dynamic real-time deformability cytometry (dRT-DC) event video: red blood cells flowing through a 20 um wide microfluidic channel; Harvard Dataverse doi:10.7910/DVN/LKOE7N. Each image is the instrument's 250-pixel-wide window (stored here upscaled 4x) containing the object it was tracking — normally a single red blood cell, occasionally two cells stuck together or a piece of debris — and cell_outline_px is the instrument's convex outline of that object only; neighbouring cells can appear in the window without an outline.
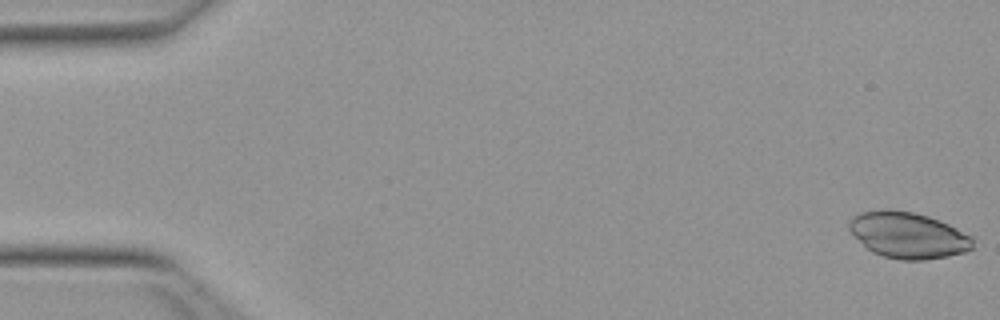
{"species": "Egyptian fruit bat (a non-hibernating species)", "species_latin": "Rousettus aegyptiacus", "temperature_condition": "warm", "stored_images_in_passage": 51, "camera_frame_rate_fps": 3000, "um_per_image_px": 0.085, "animal": {"sex": "female"}, "frame": {"image": 1, "passage_image": 1, "time_ms": 0.0, "image_size_px": [1000, 320], "cell_outline_px": [[972, 248], [964, 252], [948, 256], [924, 260], [900, 260], [884, 256], [872, 252], [848, 228], [848, 224], [852, 216], [860, 212], [884, 208], [888, 208], [912, 212], [928, 216], [948, 224], [972, 236]], "centroid_in_image_um": [77.17, 19.97], "position_along_channel_um": 7.8, "area_um2": 33.12}}
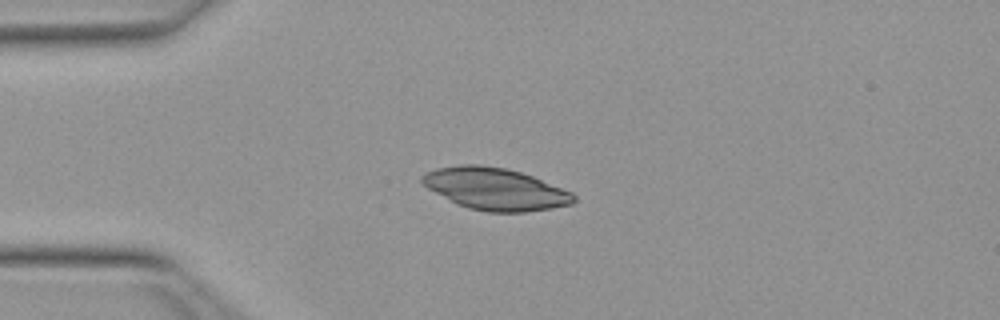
{"frame": {"image": 2, "passage_image": 13, "time_ms": 4.0, "image_size_px": [1000, 320], "cell_outline_px": [[576, 200], [572, 204], [552, 208], [524, 212], [488, 212], [468, 208], [456, 204], [428, 188], [420, 180], [420, 176], [436, 168], [460, 164], [480, 164], [504, 168], [520, 172], [532, 176], [572, 192], [576, 196]], "centroid_in_image_um": [42.09, 16.06], "position_along_channel_um": 42.9, "area_um2": 37.05}}
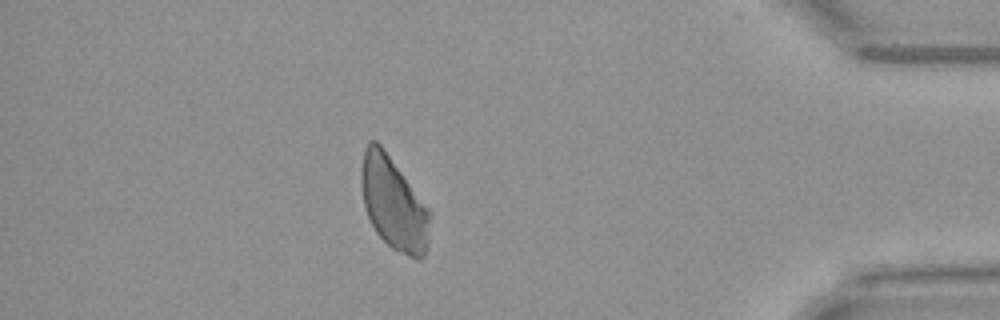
{"frame": {"image": 3, "passage_image": 45, "time_ms": 14.667, "image_size_px": [1000, 320], "cell_outline_px": [[428, 244], [424, 256], [416, 260], [392, 248], [376, 232], [368, 216], [364, 204], [360, 184], [360, 172], [364, 148], [368, 140], [376, 140], [380, 144], [428, 208]], "centroid_in_image_um": [33.41, 17.28], "position_along_channel_um": 401.8, "area_um2": 36.53}}